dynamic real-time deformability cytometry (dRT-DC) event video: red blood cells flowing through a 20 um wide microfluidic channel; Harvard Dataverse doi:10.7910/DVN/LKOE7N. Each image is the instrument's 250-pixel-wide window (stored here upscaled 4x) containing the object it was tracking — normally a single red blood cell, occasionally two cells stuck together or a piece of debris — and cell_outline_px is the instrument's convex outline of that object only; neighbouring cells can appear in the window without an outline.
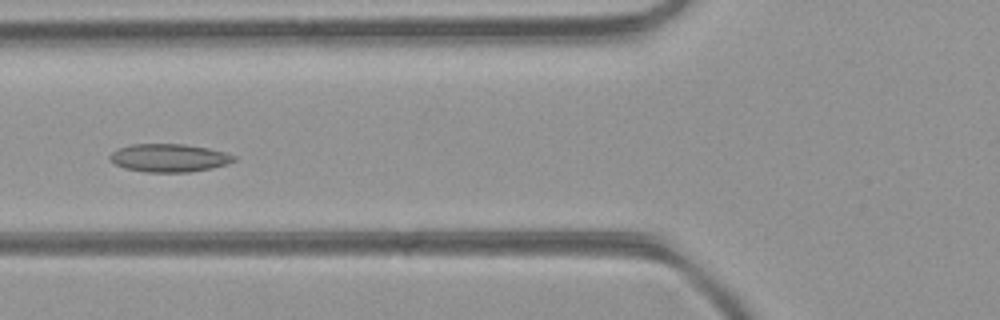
{"species": "common noctule bat (a hibernating species)", "species_latin": "Nyctalus noctula", "temperature_condition": "room temperature", "stored_images_in_passage": 30, "camera_frame_rate_fps": 3000, "um_per_image_px": 0.085, "animal": {"sex": "female", "body_mass_g": 21.9}, "frame": {"image": 1, "passage_image": 7, "time_ms": 2.0, "image_size_px": [1000, 320], "cell_outline_px": [[236, 160], [228, 164], [212, 168], [188, 172], [148, 172], [124, 168], [108, 160], [108, 156], [116, 148], [132, 144], [184, 144], [208, 148], [224, 152], [236, 156]], "centroid_in_image_um": [14.35, 13.42], "position_along_channel_um": 111.4, "area_um2": 20.4}}
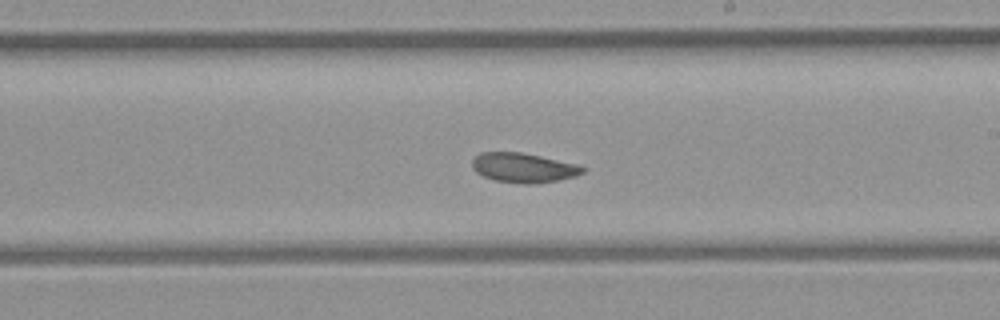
{"frame": {"image": 2, "passage_image": 16, "time_ms": 5.0, "image_size_px": [1000, 320], "cell_outline_px": [[584, 172], [576, 176], [560, 180], [536, 184], [524, 184], [496, 180], [484, 176], [476, 172], [472, 168], [472, 160], [480, 152], [520, 152], [540, 156], [576, 164], [584, 168]], "centroid_in_image_um": [44.49, 14.26], "position_along_channel_um": 244.5, "area_um2": 18.96}}
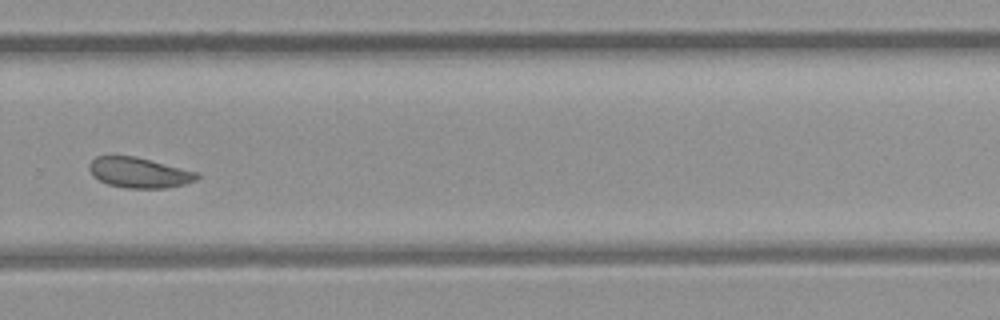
{"frame": {"image": 3, "passage_image": 21, "time_ms": 6.667, "image_size_px": [1000, 320], "cell_outline_px": [[200, 176], [196, 180], [184, 184], [164, 188], [124, 188], [108, 184], [92, 176], [88, 168], [88, 164], [96, 156], [136, 156], [200, 172]], "centroid_in_image_um": [11.84, 14.67], "position_along_channel_um": 318.0, "area_um2": 19.25}, "authors_computed_cell_mechanics": {"area_um2": 19.4208, "velocity_mm_per_s": 4.4407, "shape_relaxation_time_tau1_ms": 4.1514, "shape_relaxation_time_tau2_ms": 4.1526, "deformation_change_tau1": 0.0811, "deformation_change_tau2": 0.0826}}